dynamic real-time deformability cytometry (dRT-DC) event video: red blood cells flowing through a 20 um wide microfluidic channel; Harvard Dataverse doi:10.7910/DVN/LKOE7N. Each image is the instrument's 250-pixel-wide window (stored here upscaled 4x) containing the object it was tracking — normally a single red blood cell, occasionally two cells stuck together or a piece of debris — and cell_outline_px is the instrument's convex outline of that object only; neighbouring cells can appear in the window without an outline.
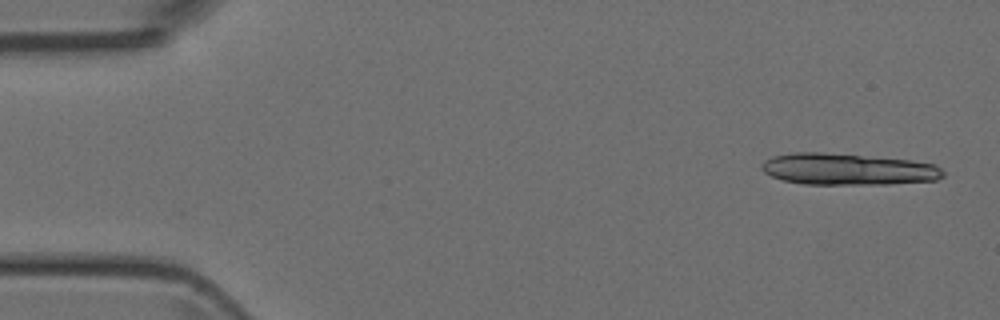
{"species": "Egyptian fruit bat (a non-hibernating species)", "species_latin": "Rousettus aegyptiacus", "temperature_condition": "room temperature", "stored_images_in_passage": 8, "segment_of_instrument_passage": [1, 2], "camera_frame_rate_fps": 3000, "um_per_image_px": 0.085, "animal": {"sex": "female"}, "frame": {"image": 1, "passage_image": 1, "time_ms": 0.0, "image_size_px": [1000, 320], "cell_outline_px": [[944, 176], [936, 180], [888, 184], [804, 184], [784, 180], [772, 176], [764, 172], [760, 168], [760, 164], [764, 160], [772, 156], [796, 152], [820, 152], [908, 160], [936, 164], [944, 172]], "centroid_in_image_um": [72.04, 14.38], "position_along_channel_um": 13.0, "area_um2": 33.23}}